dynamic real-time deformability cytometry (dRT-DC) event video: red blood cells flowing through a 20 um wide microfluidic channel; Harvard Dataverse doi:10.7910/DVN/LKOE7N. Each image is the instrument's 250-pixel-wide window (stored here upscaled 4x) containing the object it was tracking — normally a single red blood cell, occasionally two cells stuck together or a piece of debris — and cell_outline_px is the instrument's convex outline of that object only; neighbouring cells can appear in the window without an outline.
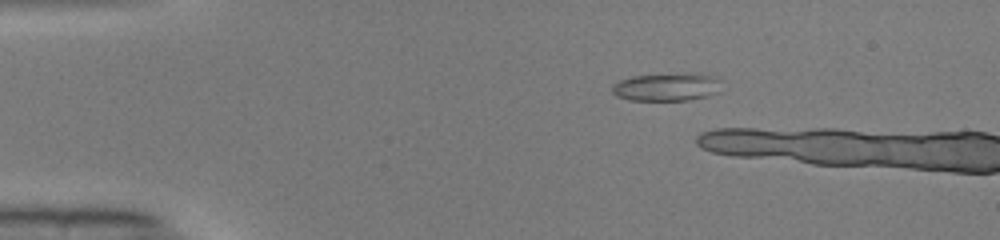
{"species": "common noctule bat (a hibernating species)", "species_latin": "Nyctalus noctula", "temperature_condition": "warm", "stored_images_in_passage": 3, "camera_frame_rate_fps": 3000, "um_per_image_px": 0.085, "animal": {"sex": "male", "body_mass_g": 19.0, "forearm_length_mm": 50.8}, "frame": {"image": 1, "passage_image": 1, "time_ms": 0.0, "image_size_px": [1000, 240], "cell_outline_px": [[724, 80], [716, 92], [708, 96], [688, 100], [628, 100], [616, 96], [612, 92], [612, 84], [620, 80], [632, 76], [688, 72], [716, 76]], "centroid_in_image_um": [56.7, 7.37], "position_along_channel_um": 28.3, "area_um2": 18.21}}